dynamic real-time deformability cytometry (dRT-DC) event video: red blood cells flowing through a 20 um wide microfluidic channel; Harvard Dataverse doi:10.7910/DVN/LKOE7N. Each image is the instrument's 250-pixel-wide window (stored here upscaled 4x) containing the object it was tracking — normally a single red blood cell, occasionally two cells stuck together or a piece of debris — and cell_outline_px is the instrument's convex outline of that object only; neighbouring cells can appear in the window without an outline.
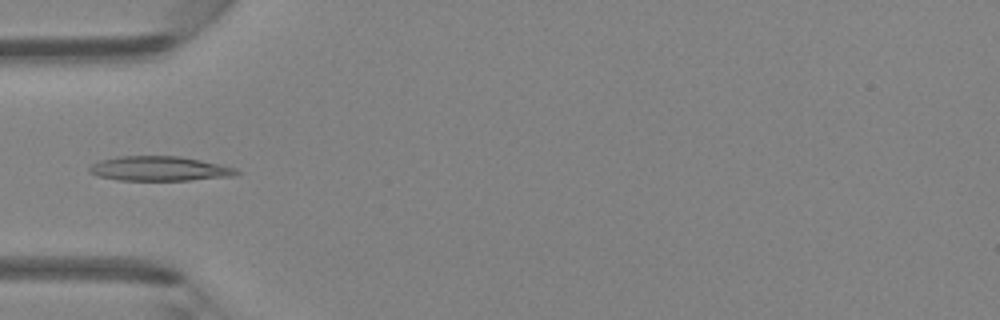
{"species": "Egyptian fruit bat (a non-hibernating species)", "species_latin": "Rousettus aegyptiacus", "temperature_condition": "room temperature", "stored_images_in_passage": 1, "camera_frame_rate_fps": 3000, "um_per_image_px": 0.085, "animal": {"sex": "female"}, "frame": {"image": 1, "passage_image": 1, "time_ms": 0.0, "image_size_px": [1000, 320], "cell_outline_px": [[240, 172], [232, 176], [188, 180], [120, 180], [100, 176], [88, 172], [88, 168], [92, 164], [100, 160], [120, 156], [180, 156], [220, 164], [236, 168]], "centroid_in_image_um": [13.54, 14.33], "position_along_channel_um": 71.5, "area_um2": 20.92}}